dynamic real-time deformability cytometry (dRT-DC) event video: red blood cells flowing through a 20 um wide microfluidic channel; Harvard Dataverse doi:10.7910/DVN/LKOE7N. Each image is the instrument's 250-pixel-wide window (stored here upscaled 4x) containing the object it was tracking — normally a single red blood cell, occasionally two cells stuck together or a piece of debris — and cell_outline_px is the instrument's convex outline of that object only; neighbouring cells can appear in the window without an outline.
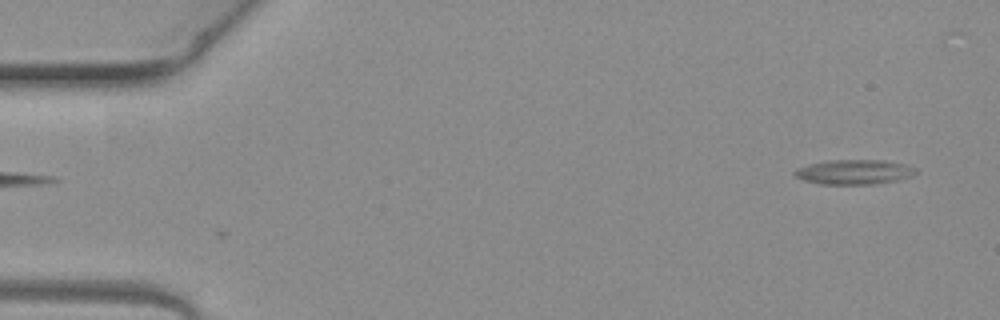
{"species": "common noctule bat (a hibernating species)", "species_latin": "Nyctalus noctula", "temperature_condition": "warm", "stored_images_in_passage": 2, "camera_frame_rate_fps": 3000, "um_per_image_px": 0.085, "animal": {"sex": "female", "body_mass_g": 19.3, "forearm_length_mm": 54.1}, "frame": {"image": 1, "passage_image": 2, "time_ms": 0.333, "image_size_px": [1000, 320], "cell_outline_px": [[916, 172], [912, 176], [900, 180], [876, 184], [820, 184], [804, 180], [796, 176], [792, 172], [796, 168], [808, 164], [828, 160], [884, 160], [904, 164], [916, 168]], "centroid_in_image_um": [72.6, 14.62], "position_along_channel_um": 12.4, "area_um2": 17.57}}